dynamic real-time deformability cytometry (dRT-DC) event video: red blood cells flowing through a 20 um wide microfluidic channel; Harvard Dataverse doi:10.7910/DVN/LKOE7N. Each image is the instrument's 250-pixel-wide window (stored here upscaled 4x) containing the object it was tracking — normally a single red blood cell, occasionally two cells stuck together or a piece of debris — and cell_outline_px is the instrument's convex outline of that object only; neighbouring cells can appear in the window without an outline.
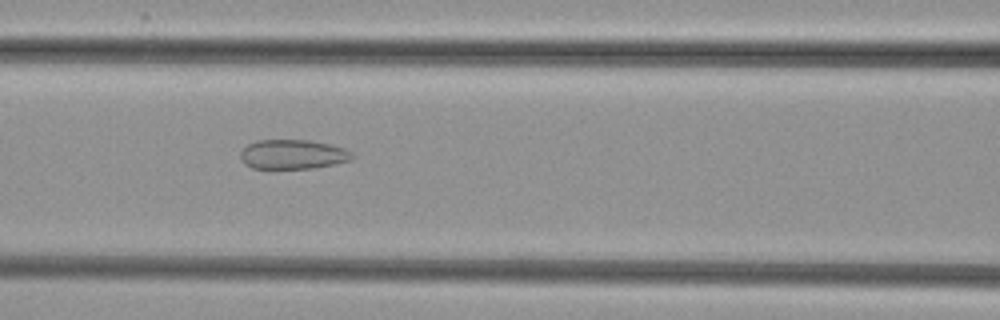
{"species": "common noctule bat (a hibernating species)", "species_latin": "Nyctalus noctula", "temperature_condition": "cold", "stored_images_in_passage": 54, "camera_frame_rate_fps": 3000, "um_per_image_px": 0.085, "animal": {"sex": "female", "body_mass_g": 29.2, "forearm_length_mm": 56.3}, "frame": {"image": 1, "passage_image": 24, "time_ms": 7.667, "image_size_px": [1000, 320], "cell_outline_px": [[356, 156], [352, 160], [336, 164], [316, 168], [252, 168], [244, 164], [240, 156], [240, 152], [248, 144], [256, 140], [308, 140], [332, 144], [344, 148], [352, 152]], "centroid_in_image_um": [24.94, 13.12], "position_along_channel_um": 141.7, "area_um2": 19.42}}
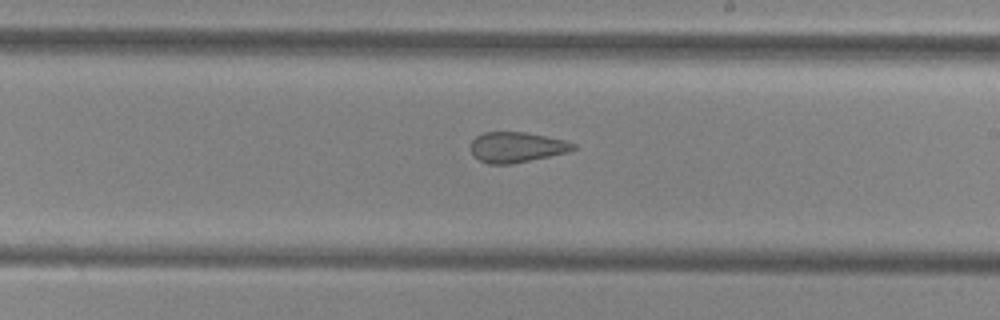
{"frame": {"image": 2, "passage_image": 32, "time_ms": 10.333, "image_size_px": [1000, 320], "cell_outline_px": [[576, 148], [572, 152], [512, 164], [488, 164], [480, 160], [472, 152], [472, 140], [476, 136], [484, 132], [524, 132], [564, 140], [576, 144]], "centroid_in_image_um": [43.96, 12.52], "position_along_channel_um": 245.0, "area_um2": 18.15}}
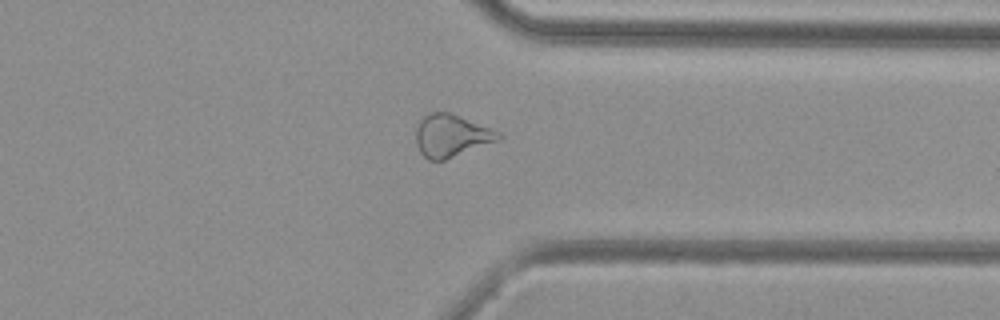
{"frame": {"image": 3, "passage_image": 42, "time_ms": 13.667, "image_size_px": [1000, 320], "cell_outline_px": [[504, 136], [500, 140], [444, 160], [428, 160], [420, 152], [416, 144], [416, 128], [420, 120], [428, 112], [448, 112], [500, 132]], "centroid_in_image_um": [38.35, 11.54], "position_along_channel_um": 373.0, "area_um2": 20.29}}